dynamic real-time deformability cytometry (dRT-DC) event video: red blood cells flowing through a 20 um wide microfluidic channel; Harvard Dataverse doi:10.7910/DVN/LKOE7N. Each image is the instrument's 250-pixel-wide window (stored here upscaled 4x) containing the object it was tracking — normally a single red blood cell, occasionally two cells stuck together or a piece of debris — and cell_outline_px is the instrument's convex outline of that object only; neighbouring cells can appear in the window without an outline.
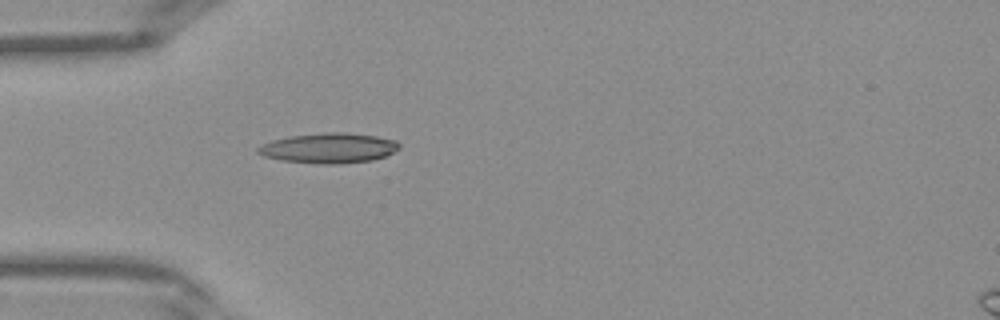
{"species": "Egyptian fruit bat (a non-hibernating species)", "species_latin": "Rousettus aegyptiacus", "temperature_condition": "warm", "stored_images_in_passage": 28, "camera_frame_rate_fps": 3000, "um_per_image_px": 0.085, "frame": {"image": 1, "passage_image": 2, "time_ms": 0.333, "image_size_px": [1000, 320], "cell_outline_px": [[400, 148], [384, 156], [372, 160], [336, 164], [324, 164], [284, 160], [264, 156], [256, 152], [256, 148], [272, 140], [288, 136], [324, 132], [344, 132], [376, 136], [396, 140], [400, 144]], "centroid_in_image_um": [27.95, 12.57], "position_along_channel_um": 57.0, "area_um2": 24.62}}
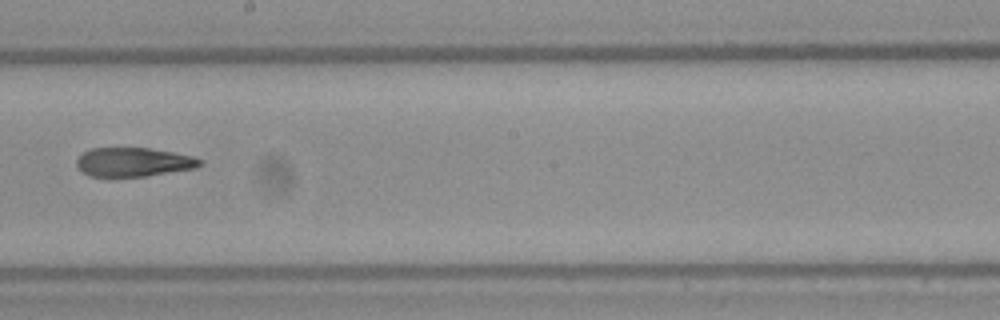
{"frame": {"image": 2, "passage_image": 13, "time_ms": 4.0, "image_size_px": [1000, 320], "cell_outline_px": [[204, 164], [196, 168], [144, 176], [112, 180], [88, 176], [76, 164], [76, 160], [84, 152], [92, 148], [148, 148], [172, 152], [192, 156], [204, 160]], "centroid_in_image_um": [11.33, 13.82], "position_along_channel_um": 236.9, "area_um2": 21.44}}
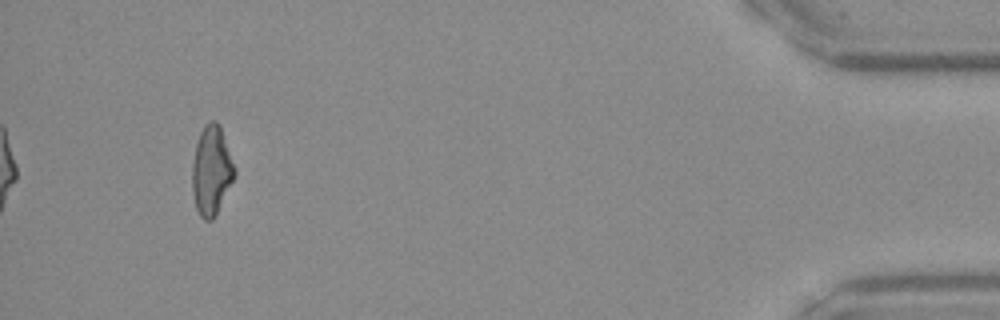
{"frame": {"image": 3, "passage_image": 28, "time_ms": 9.0, "image_size_px": [1000, 320], "cell_outline_px": [[236, 172], [212, 220], [204, 220], [200, 216], [196, 208], [192, 192], [192, 164], [196, 144], [200, 132], [204, 124], [212, 120], [216, 120], [220, 124], [236, 168]], "centroid_in_image_um": [17.96, 14.44], "position_along_channel_um": 417.2, "area_um2": 21.85}}